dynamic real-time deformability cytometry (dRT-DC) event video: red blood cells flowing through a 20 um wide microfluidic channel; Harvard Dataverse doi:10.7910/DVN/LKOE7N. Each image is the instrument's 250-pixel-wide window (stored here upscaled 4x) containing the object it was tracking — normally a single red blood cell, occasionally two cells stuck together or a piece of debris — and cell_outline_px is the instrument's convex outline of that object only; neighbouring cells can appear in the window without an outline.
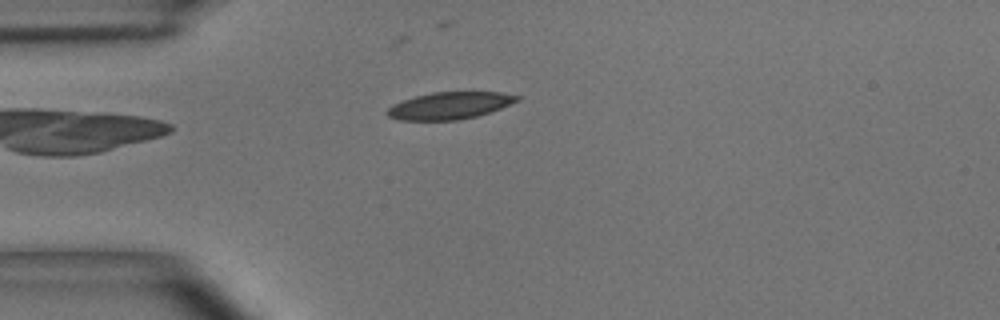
{"species": "common noctule bat (a hibernating species)", "species_latin": "Nyctalus noctula", "temperature_condition": "room temperature", "stored_images_in_passage": 34, "camera_frame_rate_fps": 3000, "um_per_image_px": 0.085, "animal": {"sex": "male", "body_mass_g": 15.6}, "frame": {"image": 1, "passage_image": 1, "time_ms": 0.0, "image_size_px": [1000, 320], "cell_outline_px": [[520, 100], [500, 108], [476, 116], [456, 120], [400, 120], [388, 116], [384, 112], [392, 104], [416, 96], [432, 92], [500, 92], [520, 96]], "centroid_in_image_um": [38.2, 8.97], "position_along_channel_um": 46.8, "area_um2": 20.35}}
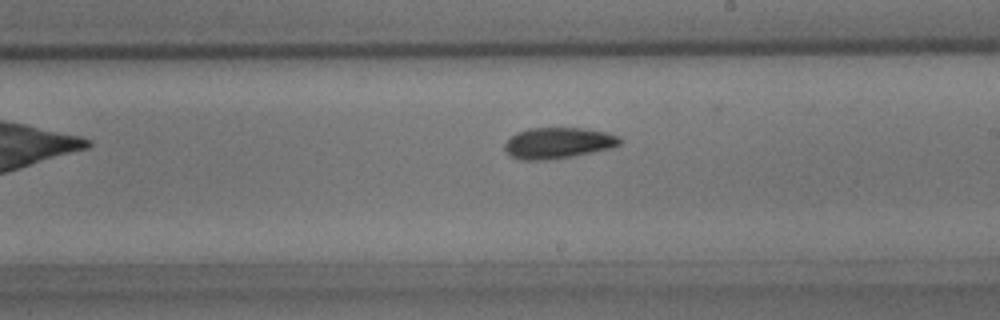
{"frame": {"image": 2, "passage_image": 17, "time_ms": 5.333, "image_size_px": [1000, 320], "cell_outline_px": [[624, 140], [620, 144], [612, 148], [552, 160], [520, 160], [512, 156], [504, 148], [504, 144], [516, 132], [528, 128], [584, 128], [608, 132], [620, 136]], "centroid_in_image_um": [47.48, 12.15], "position_along_channel_um": 241.5, "area_um2": 21.04}}
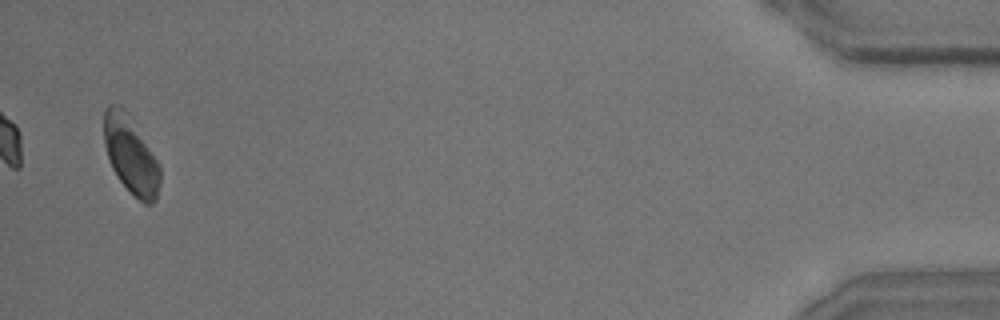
{"frame": {"image": 3, "passage_image": 33, "time_ms": 10.667, "image_size_px": [1000, 320], "cell_outline_px": [[160, 184], [156, 200], [152, 204], [144, 204], [120, 180], [112, 168], [104, 144], [104, 108], [108, 104], [120, 104], [132, 116], [160, 164]], "centroid_in_image_um": [11.13, 13.1], "position_along_channel_um": 424.1, "area_um2": 25.61}, "authors_computed_cell_mechanics": {"area_um2": 20.3456, "velocity_mm_per_s": 3.9141, "shape_relaxation_time_tau1_ms": 3.2432, "shape_relaxation_time_tau2_ms": 5.1185, "deformation_change_tau1": 0.1135, "deformation_change_tau2": 0.1144}}